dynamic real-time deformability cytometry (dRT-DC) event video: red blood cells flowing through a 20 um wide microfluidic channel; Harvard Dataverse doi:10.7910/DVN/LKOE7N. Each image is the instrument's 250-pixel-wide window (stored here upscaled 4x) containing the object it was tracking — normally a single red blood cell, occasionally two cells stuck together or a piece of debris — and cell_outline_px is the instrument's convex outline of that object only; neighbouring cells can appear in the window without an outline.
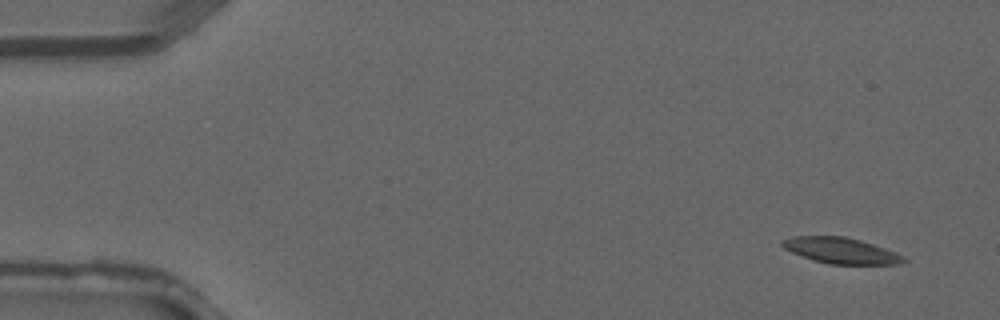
{"species": "common noctule bat (a hibernating species)", "species_latin": "Nyctalus noctula", "temperature_condition": "warm", "stored_images_in_passage": 4, "camera_frame_rate_fps": 3000, "um_per_image_px": 0.085, "animal": {"sex": "male", "forearm_length_mm": 52.5}, "frame": {"image": 1, "passage_image": 1, "time_ms": 0.0, "image_size_px": [1000, 320], "cell_outline_px": [[908, 260], [900, 264], [828, 264], [812, 260], [792, 252], [784, 248], [780, 244], [780, 240], [792, 236], [844, 236], [860, 240], [896, 252], [904, 256]], "centroid_in_image_um": [71.46, 21.3], "position_along_channel_um": 13.5, "area_um2": 18.38}}
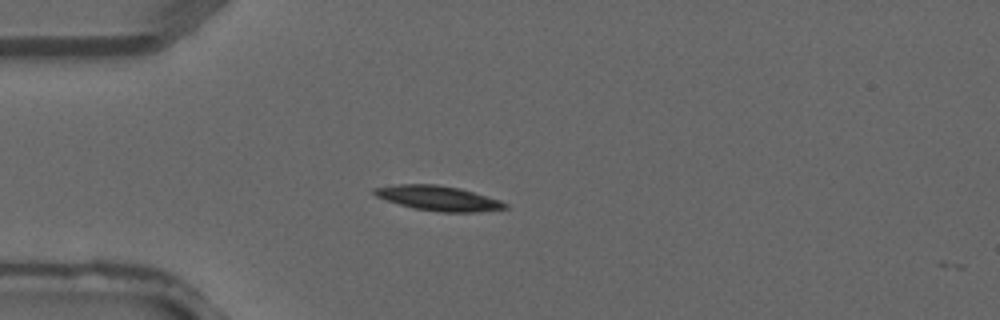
{"frame": {"image": 2, "passage_image": 3, "time_ms": 0.667, "image_size_px": [1000, 320], "cell_outline_px": [[508, 208], [476, 212], [440, 212], [416, 208], [400, 204], [376, 196], [372, 192], [372, 188], [396, 184], [436, 184], [460, 188], [500, 200], [508, 204]], "centroid_in_image_um": [37.26, 16.84], "position_along_channel_um": 47.7, "area_um2": 18.79}}